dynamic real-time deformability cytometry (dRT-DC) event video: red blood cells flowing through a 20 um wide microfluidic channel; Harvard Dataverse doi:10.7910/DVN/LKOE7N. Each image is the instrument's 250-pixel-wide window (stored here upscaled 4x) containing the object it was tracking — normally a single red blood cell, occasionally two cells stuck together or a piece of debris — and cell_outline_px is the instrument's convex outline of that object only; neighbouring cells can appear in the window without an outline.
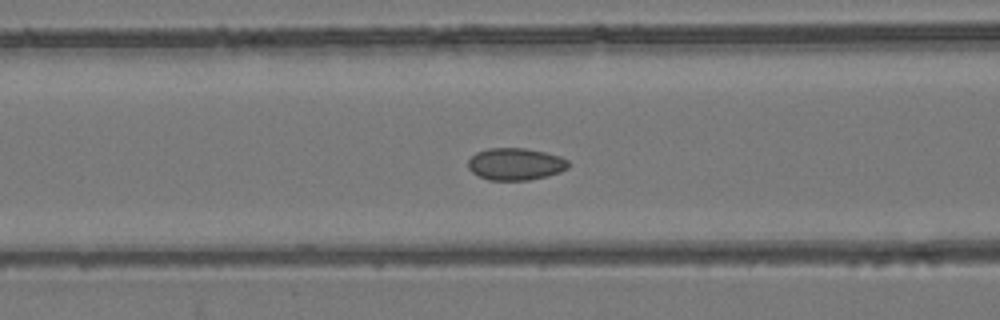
{"species": "common noctule bat (a hibernating species)", "species_latin": "Nyctalus noctula", "temperature_condition": "room temperature", "stored_images_in_passage": 56, "camera_frame_rate_fps": 3000, "um_per_image_px": 0.085, "animal": {"sex": "female", "body_mass_g": 24.6, "forearm_length_mm": 56.2}, "frame": {"image": 1, "passage_image": 23, "time_ms": 7.333, "image_size_px": [1000, 320], "cell_outline_px": [[568, 168], [560, 172], [548, 176], [528, 180], [488, 180], [472, 172], [468, 168], [468, 160], [476, 152], [488, 148], [524, 148], [544, 152], [560, 156], [568, 160]], "centroid_in_image_um": [43.81, 13.94], "position_along_channel_um": 122.8, "area_um2": 18.79}}
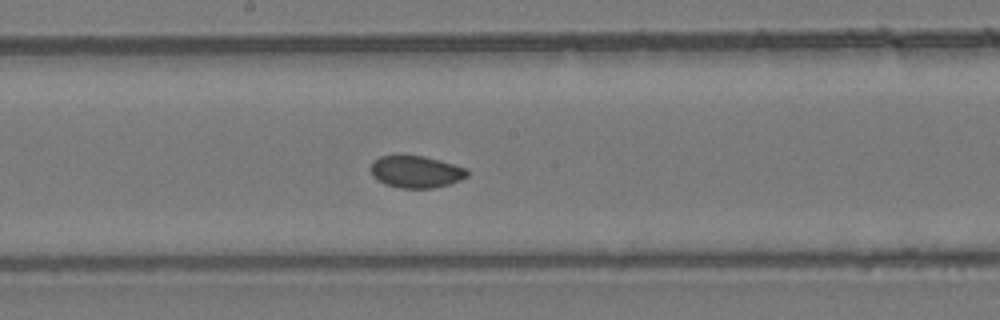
{"frame": {"image": 2, "passage_image": 30, "time_ms": 9.667, "image_size_px": [1000, 320], "cell_outline_px": [[468, 176], [460, 180], [448, 184], [432, 188], [400, 188], [384, 184], [376, 180], [372, 176], [372, 160], [380, 156], [424, 156], [468, 168]], "centroid_in_image_um": [35.36, 14.61], "position_along_channel_um": 212.8, "area_um2": 17.98}}
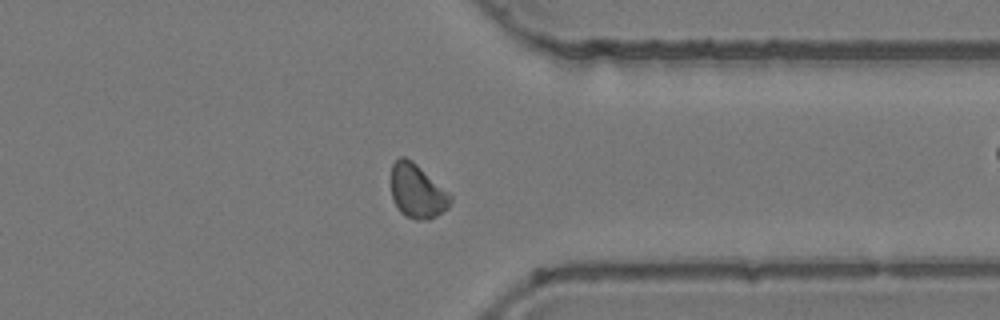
{"frame": {"image": 3, "passage_image": 43, "time_ms": 14.0, "image_size_px": [1000, 320], "cell_outline_px": [[452, 200], [448, 208], [436, 216], [428, 220], [416, 220], [404, 216], [400, 212], [392, 200], [392, 164], [400, 156], [404, 156], [412, 160], [448, 192], [452, 196]], "centroid_in_image_um": [35.46, 16.27], "position_along_channel_um": 375.9, "area_um2": 18.67}, "authors_computed_cell_mechanics": {"area_um2": 18.785, "velocity_mm_per_s": 3.8591, "shape_relaxation_time_tau1_ms": null, "shape_relaxation_time_tau2_ms": 1.0863, "deformation_change_tau1": null, "deformation_change_tau2": 0.0326}}